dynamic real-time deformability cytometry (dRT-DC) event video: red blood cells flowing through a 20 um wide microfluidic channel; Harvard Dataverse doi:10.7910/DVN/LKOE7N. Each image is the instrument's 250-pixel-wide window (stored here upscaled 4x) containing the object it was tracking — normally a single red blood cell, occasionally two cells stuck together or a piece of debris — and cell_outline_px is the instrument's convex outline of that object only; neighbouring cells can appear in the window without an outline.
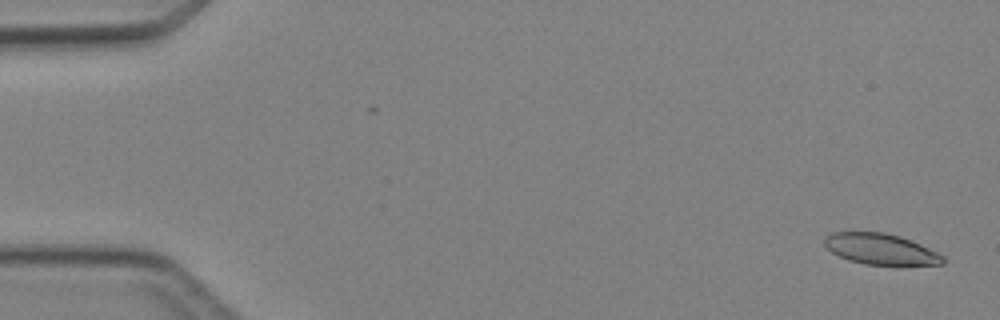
{"species": "Egyptian fruit bat (a non-hibernating species)", "species_latin": "Rousettus aegyptiacus", "temperature_condition": "cold", "stored_images_in_passage": 5, "camera_frame_rate_fps": 3000, "um_per_image_px": 0.085, "animal": {"sex": "female"}, "frame": {"image": 1, "passage_image": 1, "time_ms": 0.0, "image_size_px": [1000, 320], "cell_outline_px": [[944, 264], [864, 264], [848, 260], [832, 252], [824, 244], [824, 236], [832, 232], [884, 232], [900, 236], [920, 244], [944, 256]], "centroid_in_image_um": [74.81, 21.15], "position_along_channel_um": 10.2, "area_um2": 21.04}}
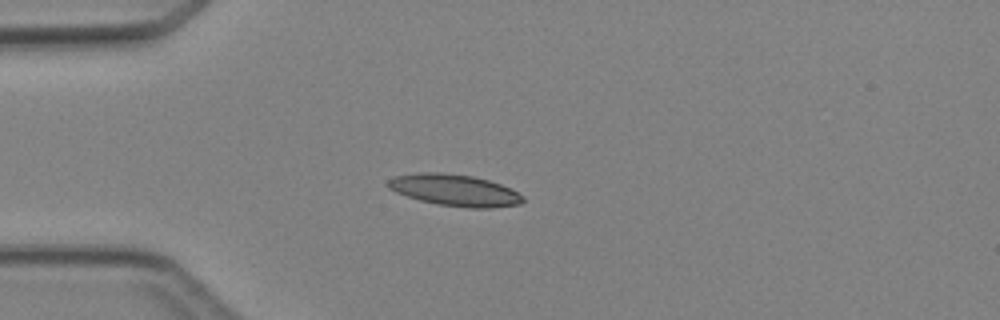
{"frame": {"image": 2, "passage_image": 4, "time_ms": 3.667, "image_size_px": [1000, 320], "cell_outline_px": [[524, 200], [520, 204], [492, 208], [468, 208], [436, 204], [420, 200], [396, 192], [388, 188], [384, 184], [392, 176], [420, 172], [440, 172], [472, 176], [488, 180], [512, 188], [524, 196]], "centroid_in_image_um": [38.64, 16.16], "position_along_channel_um": 46.4, "area_um2": 25.09}}